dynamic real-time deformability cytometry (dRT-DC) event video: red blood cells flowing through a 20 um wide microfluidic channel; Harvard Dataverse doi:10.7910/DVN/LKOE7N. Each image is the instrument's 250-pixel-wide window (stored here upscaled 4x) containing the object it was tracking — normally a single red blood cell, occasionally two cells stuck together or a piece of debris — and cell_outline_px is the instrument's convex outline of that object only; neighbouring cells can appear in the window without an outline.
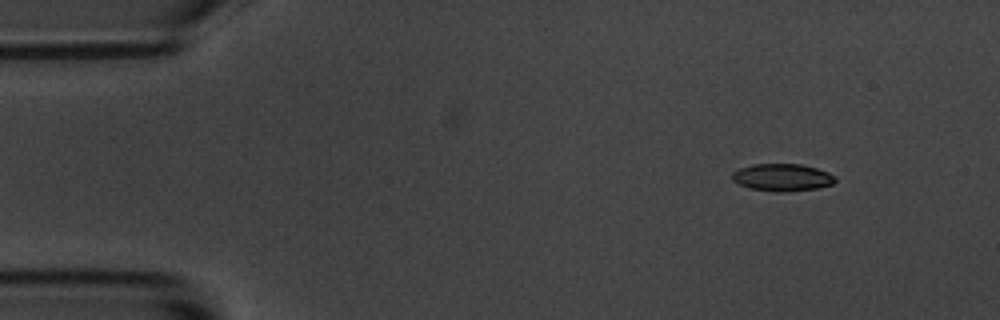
{"species": "common noctule bat (a hibernating species)", "species_latin": "Nyctalus noctula", "temperature_condition": "room temperature", "stored_images_in_passage": 6, "segment_of_instrument_passage": [1, 2], "camera_frame_rate_fps": 3000, "um_per_image_px": 0.085, "animal": {"sex": "male", "body_mass_g": 20.1, "forearm_length_mm": 53.5}, "frame": {"image": 1, "passage_image": 2, "time_ms": 0.333, "image_size_px": [1000, 320], "cell_outline_px": [[836, 180], [832, 184], [816, 188], [788, 192], [772, 192], [748, 188], [732, 180], [732, 172], [740, 168], [752, 164], [800, 164], [816, 168], [828, 172], [836, 176]], "centroid_in_image_um": [66.48, 15.08], "position_along_channel_um": 18.5, "area_um2": 16.53}}